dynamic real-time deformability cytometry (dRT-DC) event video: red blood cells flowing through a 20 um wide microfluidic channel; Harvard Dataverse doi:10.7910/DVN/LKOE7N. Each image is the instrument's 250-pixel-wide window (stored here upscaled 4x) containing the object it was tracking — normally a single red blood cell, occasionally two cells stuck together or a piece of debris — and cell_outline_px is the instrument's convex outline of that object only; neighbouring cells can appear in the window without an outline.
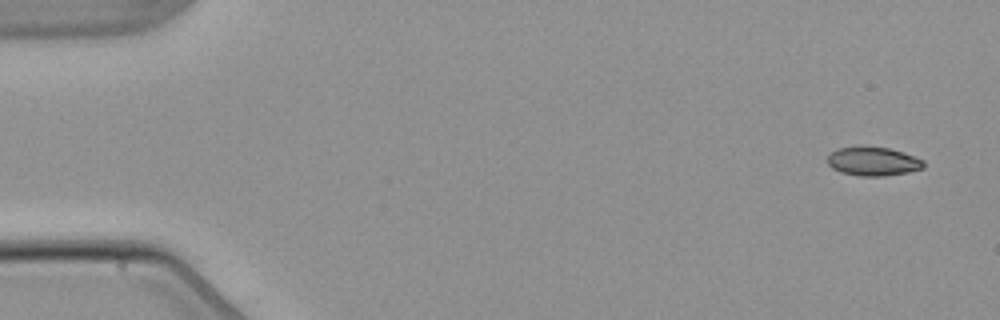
{"species": "common noctule bat (a hibernating species)", "species_latin": "Nyctalus noctula", "temperature_condition": "warm", "stored_images_in_passage": 6, "camera_frame_rate_fps": 3000, "um_per_image_px": 0.085, "animal": {"sex": "male", "body_mass_g": 21.5, "forearm_length_mm": 52.0}, "frame": {"image": 1, "passage_image": 1, "time_ms": 0.0, "image_size_px": [1000, 320], "cell_outline_px": [[924, 168], [908, 172], [884, 176], [860, 176], [840, 172], [832, 168], [828, 164], [828, 156], [836, 148], [860, 144], [888, 148], [924, 160]], "centroid_in_image_um": [74.16, 13.69], "position_along_channel_um": 10.8, "area_um2": 16.42}}
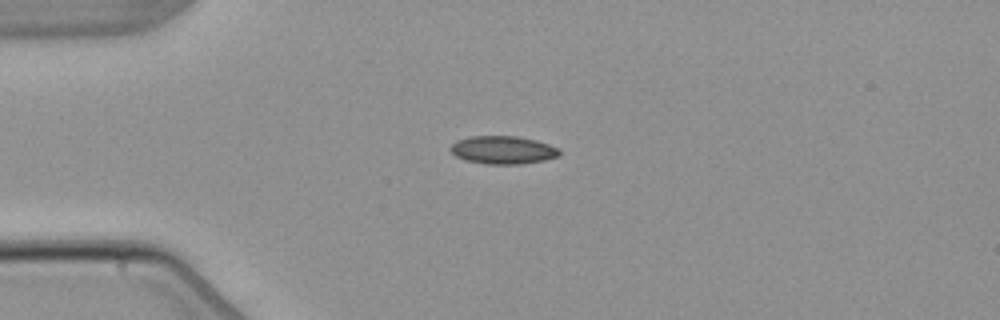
{"frame": {"image": 2, "passage_image": 4, "time_ms": 3.667, "image_size_px": [1000, 320], "cell_outline_px": [[560, 156], [544, 160], [520, 164], [484, 164], [464, 160], [456, 156], [448, 148], [456, 140], [472, 136], [516, 136], [536, 140], [560, 148]], "centroid_in_image_um": [42.74, 12.75], "position_along_channel_um": 42.3, "area_um2": 17.92}}
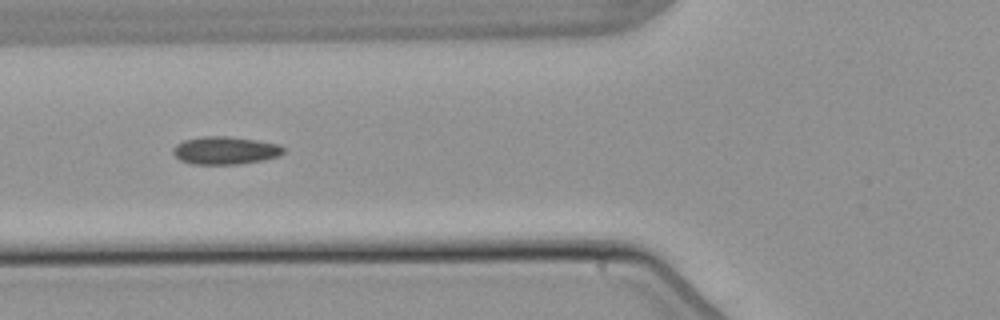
{"frame": {"image": 3, "passage_image": 6, "time_ms": 6.0, "image_size_px": [1000, 320], "cell_outline_px": [[284, 152], [280, 156], [264, 160], [236, 164], [192, 164], [180, 160], [172, 152], [172, 148], [176, 144], [184, 140], [204, 136], [228, 136], [256, 140], [280, 144], [284, 148]], "centroid_in_image_um": [19.15, 12.78], "position_along_channel_um": 106.6, "area_um2": 17.98}}